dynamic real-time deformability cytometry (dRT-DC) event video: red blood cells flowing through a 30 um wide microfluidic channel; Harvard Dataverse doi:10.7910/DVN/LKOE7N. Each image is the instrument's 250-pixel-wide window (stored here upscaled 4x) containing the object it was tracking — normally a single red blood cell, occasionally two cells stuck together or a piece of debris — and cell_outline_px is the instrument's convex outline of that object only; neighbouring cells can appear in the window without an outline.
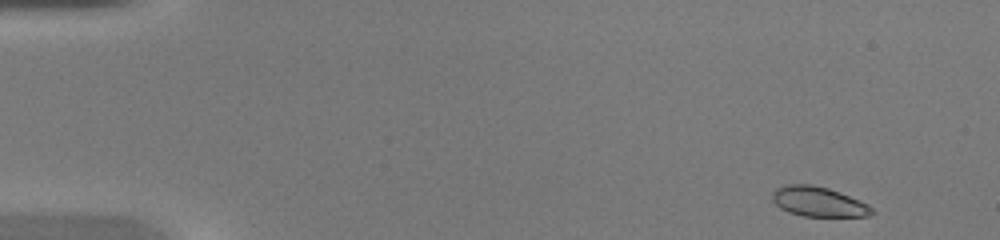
{"species": "common noctule bat (a hibernating species)", "species_latin": "Nyctalus noctula", "temperature_condition": "warm", "stored_images_in_passage": 45, "camera_frame_rate_fps": 3000, "um_per_image_px": 0.085, "animal": {"sex": "female", "body_mass_g": 20.0, "forearm_length_mm": 54.0}, "frame": {"image": 1, "passage_image": 1, "time_ms": 0.0, "image_size_px": [1000, 240], "cell_outline_px": [[876, 212], [868, 216], [804, 216], [788, 212], [780, 208], [772, 200], [772, 192], [776, 188], [784, 184], [812, 184], [828, 188], [840, 192], [868, 204]], "centroid_in_image_um": [69.55, 17.13], "position_along_channel_um": 15.4, "area_um2": 17.4}}
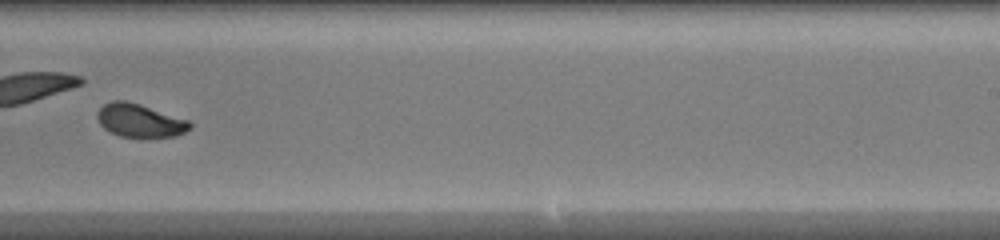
{"frame": {"image": 2, "passage_image": 28, "time_ms": 9.0, "image_size_px": [1000, 240], "cell_outline_px": [[192, 128], [176, 136], [120, 136], [104, 128], [100, 124], [96, 116], [96, 112], [104, 104], [112, 100], [124, 100], [140, 104], [188, 120], [192, 124]], "centroid_in_image_um": [11.87, 10.22], "position_along_channel_um": 277.1, "area_um2": 17.69}, "authors_computed_cell_mechanics": {"area_um2": 18.3804, "velocity_mm_per_s": 4.3215, "shape_relaxation_time_tau1_ms": 5.4068, "shape_relaxation_time_tau2_ms": null, "deformation_change_tau1": 0.1559, "deformation_change_tau2": null}}